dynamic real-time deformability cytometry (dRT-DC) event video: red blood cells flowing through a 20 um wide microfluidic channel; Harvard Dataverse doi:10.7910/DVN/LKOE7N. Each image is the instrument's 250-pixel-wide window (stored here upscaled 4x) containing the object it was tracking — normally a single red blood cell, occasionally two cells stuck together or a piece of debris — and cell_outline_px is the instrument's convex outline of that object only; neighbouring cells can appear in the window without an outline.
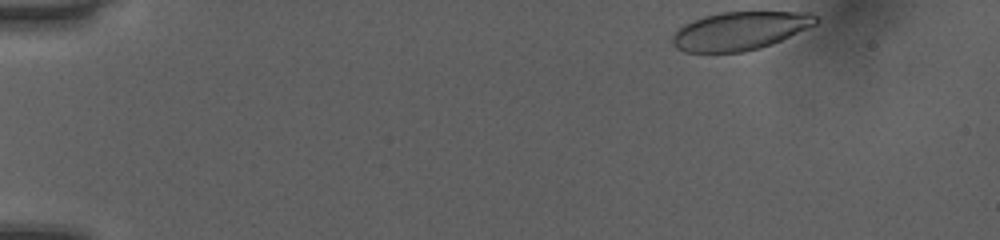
{"species": "human", "species_latin": "Homo sapiens", "temperature_condition": "room temperature", "stored_images_in_passage": 40, "camera_frame_rate_fps": 3000, "um_per_image_px": 0.085, "donor": {"sex": "female"}, "frame": {"image": 1, "passage_image": 1, "time_ms": 0.0, "image_size_px": [1000, 240], "cell_outline_px": [[820, 20], [816, 24], [808, 28], [772, 44], [760, 48], [744, 52], [684, 52], [676, 48], [672, 44], [672, 36], [684, 24], [692, 20], [704, 16], [720, 12], [812, 12]], "centroid_in_image_um": [62.9, 2.62], "position_along_channel_um": 22.1, "area_um2": 32.08}}
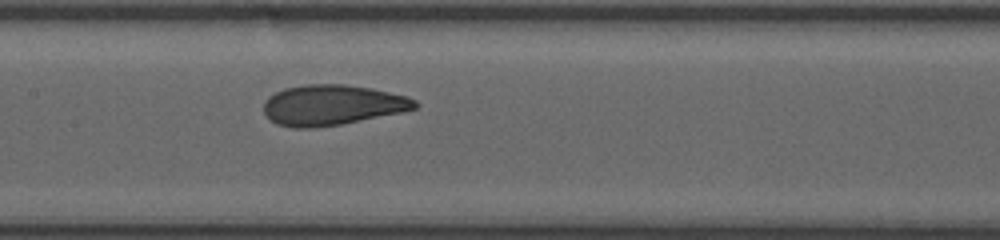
{"frame": {"image": 2, "passage_image": 21, "time_ms": 6.667, "image_size_px": [1000, 240], "cell_outline_px": [[420, 104], [416, 108], [404, 112], [340, 124], [308, 128], [296, 128], [280, 124], [272, 120], [264, 112], [264, 104], [268, 96], [284, 88], [304, 84], [344, 84], [372, 88], [408, 96], [416, 100]], "centroid_in_image_um": [28.29, 8.91], "position_along_channel_um": 179.1, "area_um2": 35.55}}
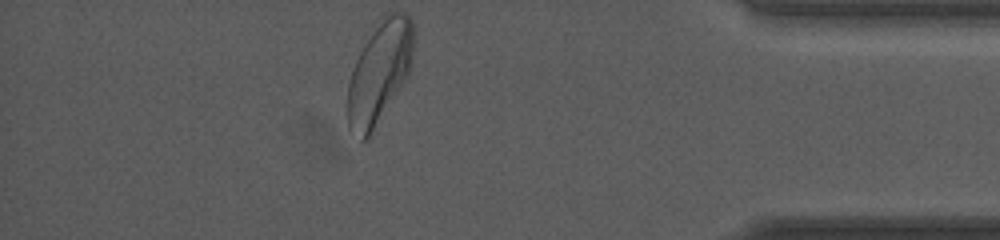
{"frame": {"image": 3, "passage_image": 40, "time_ms": 13.0, "image_size_px": [1000, 240], "cell_outline_px": [[412, 64], [408, 76], [368, 136], [364, 140], [360, 140], [348, 128], [348, 84], [352, 68], [372, 24], [384, 16], [392, 12], [404, 12], [412, 20]], "centroid_in_image_um": [32.23, 6.09], "position_along_channel_um": 403.0, "area_um2": 38.96}, "authors_computed_cell_mechanics": {"area_um2": 35.0557, "velocity_mm_per_s": 4.0544, "shape_relaxation_time_tau1_ms": 4.1624, "shape_relaxation_time_tau2_ms": 0.9851, "deformation_change_tau1": 0.1683, "deformation_change_tau2": 0.0715}}